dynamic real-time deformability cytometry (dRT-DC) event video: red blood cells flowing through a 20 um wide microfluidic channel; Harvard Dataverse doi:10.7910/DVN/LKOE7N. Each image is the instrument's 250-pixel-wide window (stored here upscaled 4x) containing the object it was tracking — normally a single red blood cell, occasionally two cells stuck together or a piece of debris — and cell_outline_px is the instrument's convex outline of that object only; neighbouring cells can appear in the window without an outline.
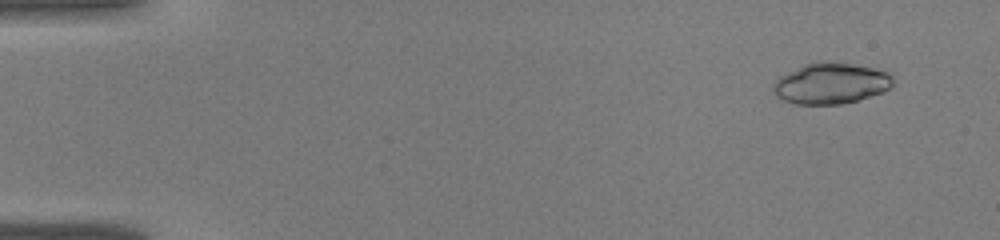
{"species": "common noctule bat (a hibernating species)", "species_latin": "Nyctalus noctula", "temperature_condition": "warm", "stored_images_in_passage": 43, "camera_frame_rate_fps": 3000, "um_per_image_px": 0.085, "animal": {"sex": "male", "body_mass_g": 19.0, "forearm_length_mm": 50.8}, "frame": {"image": 1, "passage_image": 4, "time_ms": 1.0, "image_size_px": [1000, 240], "cell_outline_px": [[892, 84], [884, 92], [856, 100], [840, 104], [796, 104], [784, 100], [776, 96], [772, 88], [772, 84], [780, 76], [804, 64], [816, 60], [824, 60], [852, 64], [872, 68], [884, 72], [892, 76]], "centroid_in_image_um": [70.57, 7.08], "position_along_channel_um": 14.4, "area_um2": 28.5}}
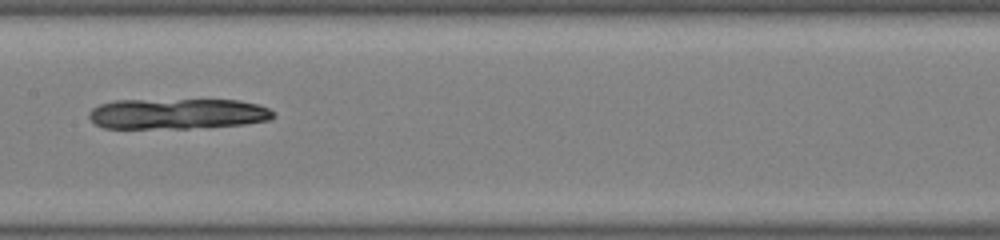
{"frame": {"image": 2, "passage_image": 23, "time_ms": 7.333, "image_size_px": [1000, 240], "cell_outline_px": [[276, 116], [268, 120], [244, 124], [188, 128], [104, 128], [96, 124], [88, 116], [88, 112], [92, 108], [100, 104], [116, 100], [240, 100], [256, 104], [268, 108], [276, 112]], "centroid_in_image_um": [15.08, 9.67], "position_along_channel_um": 192.3, "area_um2": 32.83}}
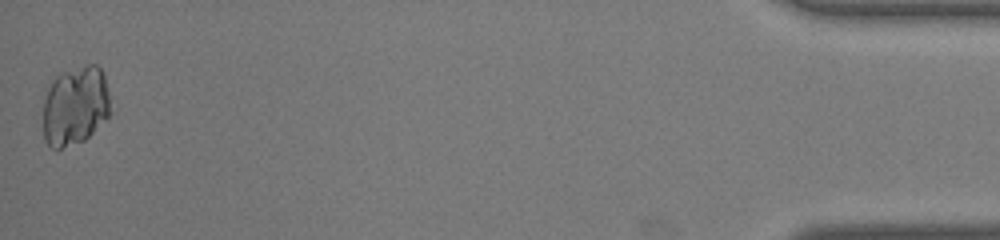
{"frame": {"image": 3, "passage_image": 43, "time_ms": 14.0, "image_size_px": [1000, 240], "cell_outline_px": [[112, 112], [84, 140], [60, 148], [52, 148], [44, 140], [44, 100], [48, 88], [52, 80], [60, 72], [88, 64], [96, 64], [100, 68], [104, 76], [108, 92]], "centroid_in_image_um": [6.4, 8.97], "position_along_channel_um": 428.8, "area_um2": 30.98}}